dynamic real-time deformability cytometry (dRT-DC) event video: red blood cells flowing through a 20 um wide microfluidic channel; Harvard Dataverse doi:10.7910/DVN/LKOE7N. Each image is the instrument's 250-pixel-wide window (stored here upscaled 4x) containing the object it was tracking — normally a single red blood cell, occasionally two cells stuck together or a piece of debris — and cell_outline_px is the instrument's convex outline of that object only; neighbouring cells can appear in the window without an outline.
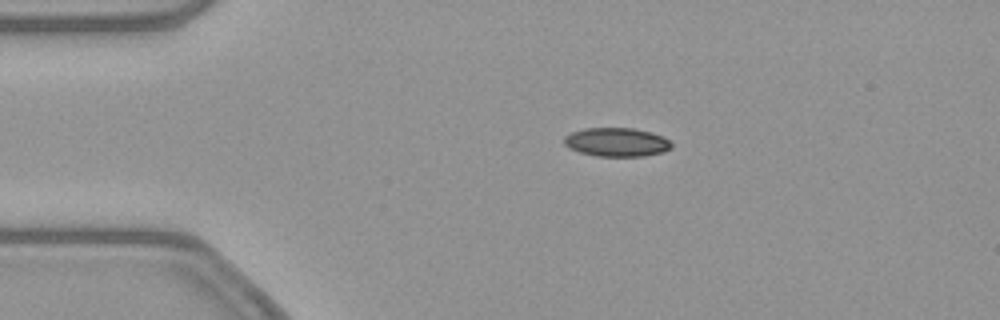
{"species": "common noctule bat (a hibernating species)", "species_latin": "Nyctalus noctula", "temperature_condition": "warm", "stored_images_in_passage": 43, "camera_frame_rate_fps": 3000, "um_per_image_px": 0.085, "animal": {"sex": "female", "body_mass_g": 21.9}, "frame": {"image": 1, "passage_image": 1, "time_ms": 0.0, "image_size_px": [1000, 320], "cell_outline_px": [[672, 148], [664, 152], [644, 156], [596, 156], [580, 152], [568, 148], [564, 144], [564, 136], [572, 132], [584, 128], [632, 128], [664, 136], [672, 144]], "centroid_in_image_um": [52.41, 12.09], "position_along_channel_um": 32.6, "area_um2": 18.03}}
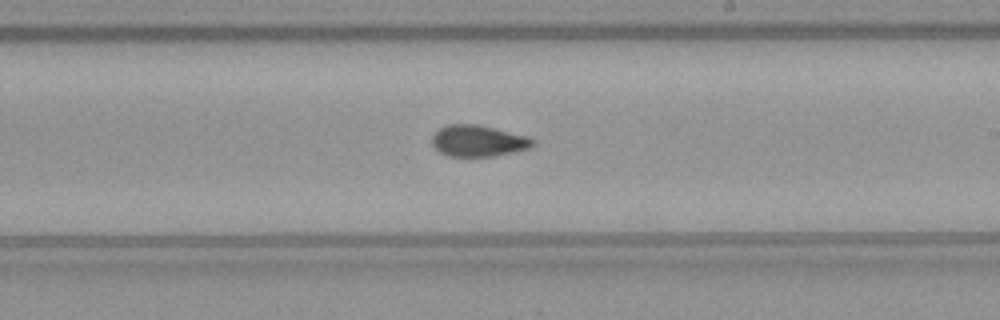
{"frame": {"image": 2, "passage_image": 21, "time_ms": 6.667, "image_size_px": [1000, 320], "cell_outline_px": [[536, 140], [528, 148], [512, 152], [492, 156], [448, 156], [440, 152], [432, 144], [432, 136], [444, 124], [476, 124], [528, 136]], "centroid_in_image_um": [40.62, 11.96], "position_along_channel_um": 248.4, "area_um2": 18.21}}
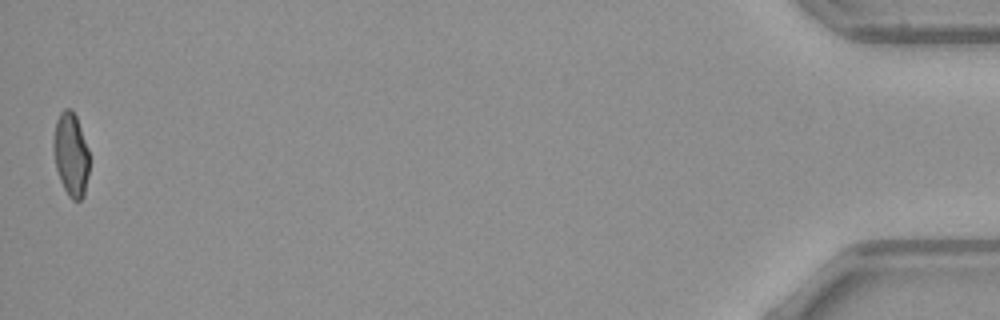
{"frame": {"image": 3, "passage_image": 43, "time_ms": 14.0, "image_size_px": [1000, 320], "cell_outline_px": [[88, 176], [84, 196], [80, 200], [72, 200], [68, 196], [60, 180], [56, 168], [52, 144], [52, 140], [56, 120], [60, 112], [64, 108], [68, 108], [76, 116], [88, 148]], "centroid_in_image_um": [6.01, 13.13], "position_along_channel_um": 429.2, "area_um2": 17.46}, "authors_computed_cell_mechanics": {"area_um2": 18.496, "velocity_mm_per_s": 3.8727, "shape_relaxation_time_tau1_ms": null, "shape_relaxation_time_tau2_ms": 2.1359, "deformation_change_tau1": null, "deformation_change_tau2": 0.0675}}